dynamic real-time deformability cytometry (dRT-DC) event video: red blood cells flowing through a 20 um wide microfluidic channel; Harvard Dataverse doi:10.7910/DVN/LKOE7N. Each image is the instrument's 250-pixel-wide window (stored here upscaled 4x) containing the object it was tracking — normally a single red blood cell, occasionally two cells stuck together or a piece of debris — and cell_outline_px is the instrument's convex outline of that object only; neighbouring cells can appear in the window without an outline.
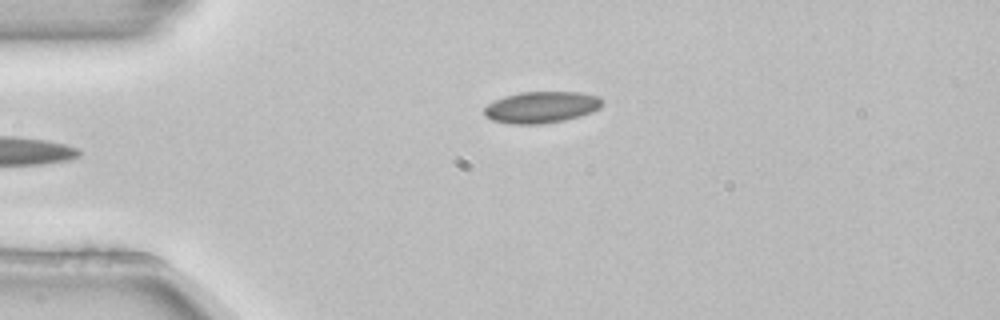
{"species": "common noctule bat (a hibernating species)", "species_latin": "Nyctalus noctula", "temperature_condition": "room temperature", "stored_images_in_passage": 2, "camera_frame_rate_fps": 3000, "um_per_image_px": 0.085, "animal": {"sex": "female", "body_mass_g": 22.7, "forearm_length_mm": 54.2}, "frame": {"image": 1, "passage_image": 1, "time_ms": 0.0, "image_size_px": [1000, 320], "cell_outline_px": [[604, 100], [600, 108], [592, 112], [580, 116], [564, 120], [540, 124], [512, 124], [492, 120], [484, 116], [484, 108], [488, 104], [504, 96], [520, 92], [580, 92], [600, 96]], "centroid_in_image_um": [46.04, 9.11], "position_along_channel_um": 39.0, "area_um2": 21.79}}
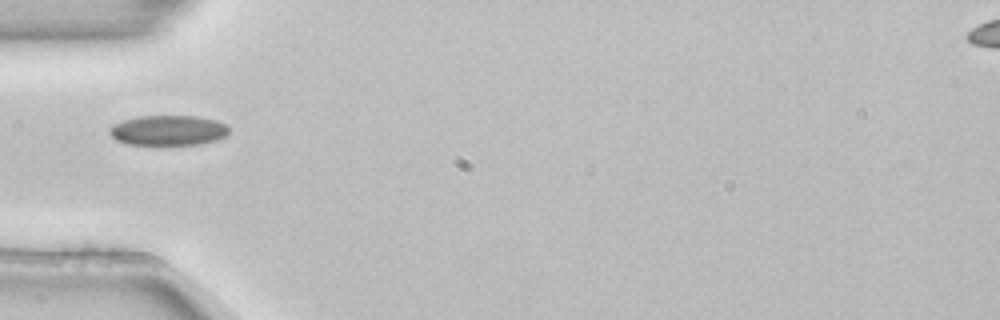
{"frame": {"image": 2, "passage_image": 2, "time_ms": 0.333, "image_size_px": [1000, 320], "cell_outline_px": [[228, 132], [224, 136], [216, 140], [200, 144], [128, 144], [116, 140], [108, 132], [108, 128], [112, 124], [124, 120], [140, 116], [196, 116], [216, 120], [224, 124], [228, 128]], "centroid_in_image_um": [14.26, 11.07], "position_along_channel_um": 70.7, "area_um2": 20.81}}